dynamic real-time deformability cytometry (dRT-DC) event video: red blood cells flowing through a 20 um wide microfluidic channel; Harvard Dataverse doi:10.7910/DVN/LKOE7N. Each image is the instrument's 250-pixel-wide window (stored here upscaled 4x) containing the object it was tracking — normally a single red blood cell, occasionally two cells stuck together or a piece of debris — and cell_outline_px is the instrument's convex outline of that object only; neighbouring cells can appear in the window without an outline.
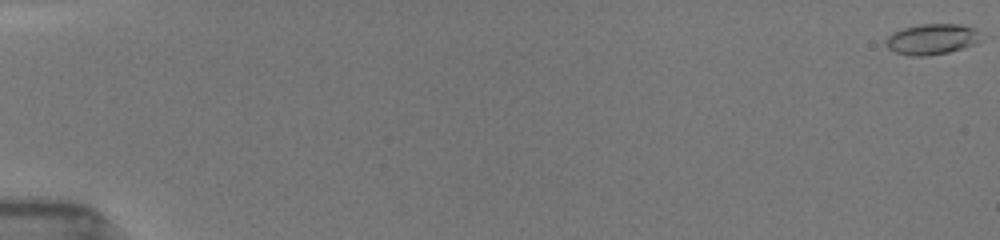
{"species": "common noctule bat (a hibernating species)", "species_latin": "Nyctalus noctula", "temperature_condition": "room temperature", "stored_images_in_passage": 15, "camera_frame_rate_fps": 3000, "um_per_image_px": 0.085, "animal": {"sex": "female", "body_mass_g": 19.5, "forearm_length_mm": 54.1}, "frame": {"image": 1, "passage_image": 1, "time_ms": 0.0, "image_size_px": [1000, 240], "cell_outline_px": [[984, 40], [976, 44], [948, 52], [924, 56], [912, 56], [896, 52], [888, 48], [884, 44], [884, 40], [892, 32], [904, 28], [920, 24], [960, 24], [976, 28], [984, 36]], "centroid_in_image_um": [79.27, 3.32], "position_along_channel_um": 5.7, "area_um2": 17.34}}
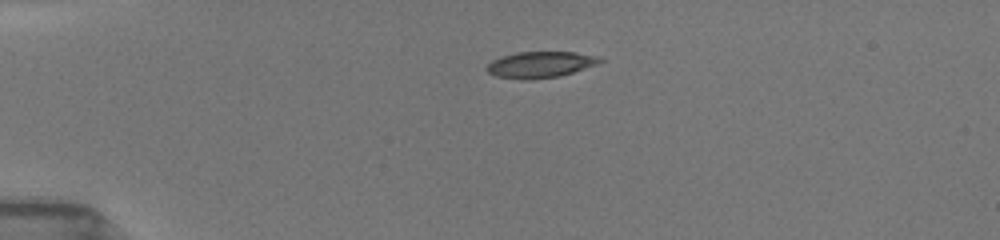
{"frame": {"image": 2, "passage_image": 12, "time_ms": 4.333, "image_size_px": [1000, 240], "cell_outline_px": [[604, 60], [596, 64], [560, 76], [528, 80], [524, 80], [496, 76], [488, 72], [484, 68], [492, 60], [500, 56], [516, 52], [576, 52], [600, 56]], "centroid_in_image_um": [45.9, 5.48], "position_along_channel_um": 39.1, "area_um2": 17.34}}